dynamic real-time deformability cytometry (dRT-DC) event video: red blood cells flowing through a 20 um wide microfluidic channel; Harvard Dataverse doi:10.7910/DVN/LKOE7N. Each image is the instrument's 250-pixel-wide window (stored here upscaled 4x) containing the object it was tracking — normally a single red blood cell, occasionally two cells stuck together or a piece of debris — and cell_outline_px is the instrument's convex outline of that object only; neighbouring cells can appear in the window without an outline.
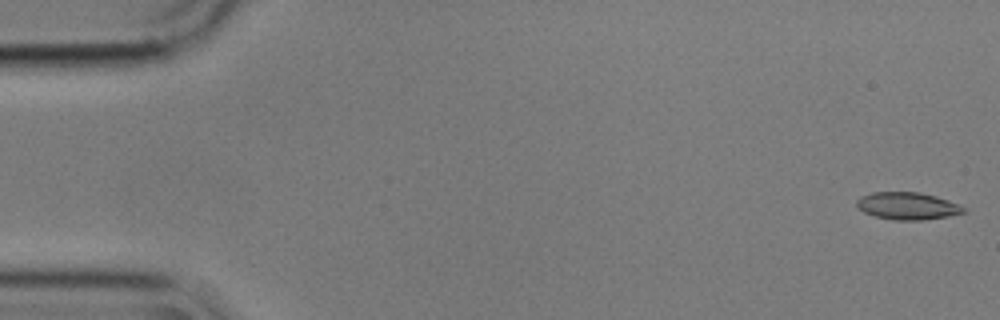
{"species": "common noctule bat (a hibernating species)", "species_latin": "Nyctalus noctula", "temperature_condition": "cold", "stored_images_in_passage": 36, "camera_frame_rate_fps": 3000, "um_per_image_px": 0.085, "animal": {"sex": "male", "body_mass_g": 17.9}, "frame": {"image": 1, "passage_image": 1, "time_ms": 0.0, "image_size_px": [1000, 320], "cell_outline_px": [[968, 212], [948, 216], [924, 220], [892, 220], [876, 216], [864, 212], [856, 204], [856, 200], [860, 196], [872, 192], [920, 192], [936, 196], [960, 204], [968, 208]], "centroid_in_image_um": [77.19, 17.5], "position_along_channel_um": 7.8, "area_um2": 17.22}}
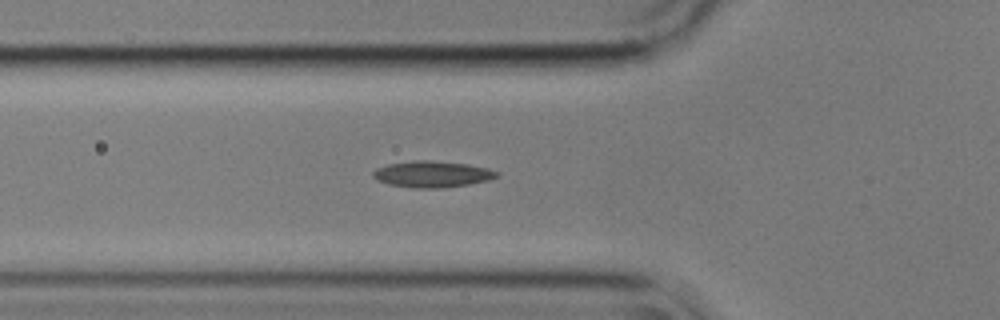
{"frame": {"image": 2, "passage_image": 19, "time_ms": 6.0, "image_size_px": [1000, 320], "cell_outline_px": [[500, 176], [488, 180], [468, 184], [444, 188], [412, 188], [388, 184], [376, 180], [372, 176], [372, 172], [376, 168], [388, 164], [412, 160], [428, 160], [468, 164], [488, 168], [500, 172]], "centroid_in_image_um": [36.73, 14.8], "position_along_channel_um": 89.1, "area_um2": 19.19}}
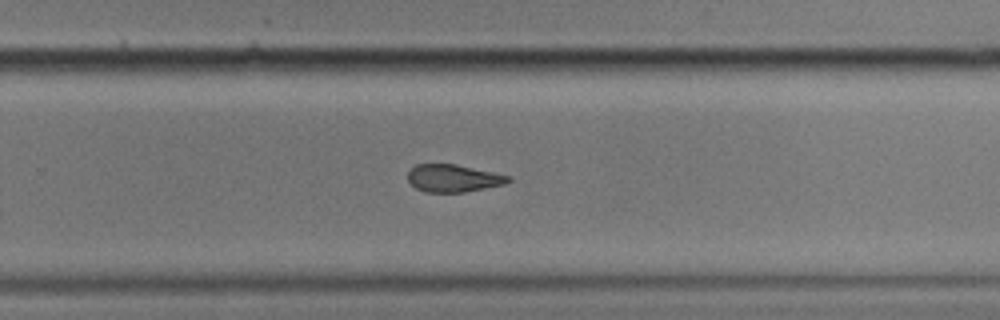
{"frame": {"image": 3, "passage_image": 36, "time_ms": 11.667, "image_size_px": [1000, 320], "cell_outline_px": [[512, 180], [504, 184], [464, 192], [424, 192], [416, 188], [408, 180], [408, 172], [416, 164], [456, 164], [512, 176]], "centroid_in_image_um": [38.54, 15.14], "position_along_channel_um": 291.3, "area_um2": 16.07}}